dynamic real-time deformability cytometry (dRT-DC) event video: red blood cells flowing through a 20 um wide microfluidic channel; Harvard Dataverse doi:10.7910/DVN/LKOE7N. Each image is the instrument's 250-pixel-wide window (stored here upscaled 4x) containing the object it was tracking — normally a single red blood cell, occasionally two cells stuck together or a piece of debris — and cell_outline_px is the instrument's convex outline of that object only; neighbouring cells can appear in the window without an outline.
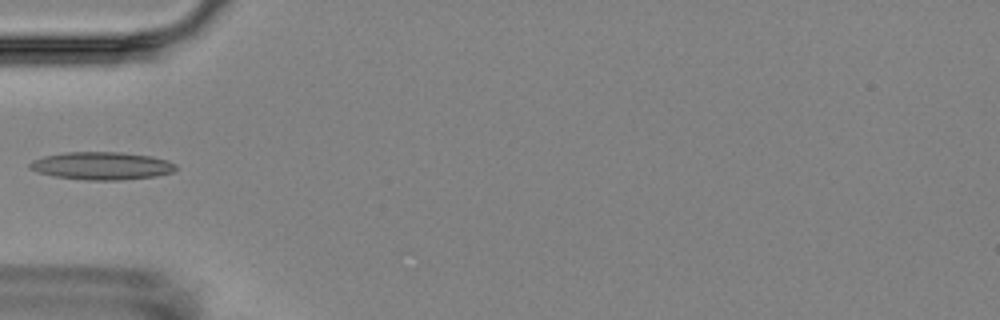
{"species": "Egyptian fruit bat (a non-hibernating species)", "species_latin": "Rousettus aegyptiacus", "temperature_condition": "room temperature", "stored_images_in_passage": 6, "camera_frame_rate_fps": 3000, "um_per_image_px": 0.085, "animal": {"sex": "female"}, "frame": {"image": 1, "passage_image": 5, "time_ms": 4.667, "image_size_px": [1000, 320], "cell_outline_px": [[176, 168], [172, 172], [156, 176], [120, 180], [84, 180], [52, 176], [36, 172], [28, 168], [28, 164], [32, 160], [44, 156], [68, 152], [120, 152], [152, 156], [168, 160], [176, 164]], "centroid_in_image_um": [8.62, 14.1], "position_along_channel_um": 76.4, "area_um2": 23.81}}